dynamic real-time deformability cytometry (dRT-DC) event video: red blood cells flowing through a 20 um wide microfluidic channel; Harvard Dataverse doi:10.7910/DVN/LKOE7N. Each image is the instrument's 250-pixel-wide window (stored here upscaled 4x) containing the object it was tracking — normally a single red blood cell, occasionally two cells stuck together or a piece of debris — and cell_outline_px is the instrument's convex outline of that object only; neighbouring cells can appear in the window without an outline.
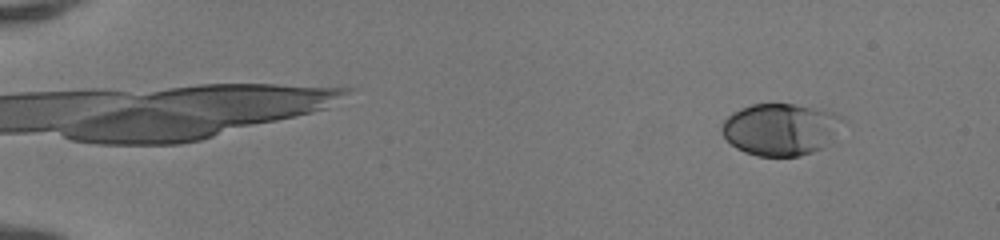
{"species": "human", "species_latin": "Homo sapiens", "temperature_condition": "room temperature", "stored_images_in_passage": 50, "camera_frame_rate_fps": 3000, "um_per_image_px": 0.085, "donor": {"sex": "female"}, "frame": {"image": 1, "passage_image": 5, "time_ms": 1.333, "image_size_px": [1000, 240], "cell_outline_px": [[844, 120], [820, 148], [812, 152], [800, 156], [756, 156], [744, 152], [736, 148], [724, 136], [720, 128], [724, 120], [728, 116], [740, 108], [752, 104], [792, 104], [832, 112], [840, 116]], "centroid_in_image_um": [66.26, 10.99], "position_along_channel_um": 18.7, "area_um2": 35.84}}
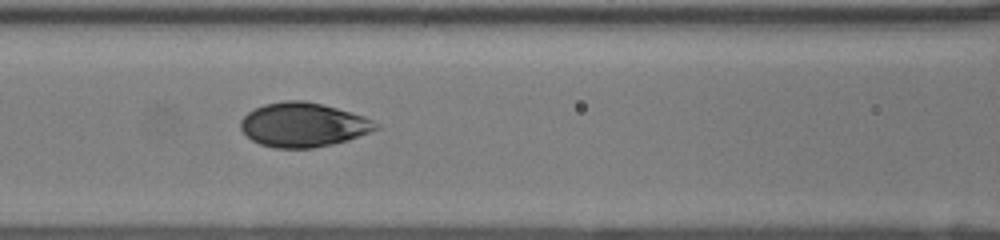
{"frame": {"image": 2, "passage_image": 24, "time_ms": 7.667, "image_size_px": [1000, 240], "cell_outline_px": [[380, 128], [348, 140], [332, 144], [312, 148], [276, 148], [260, 144], [252, 140], [240, 128], [240, 120], [248, 112], [264, 104], [284, 100], [304, 100], [336, 108], [364, 116], [380, 124]], "centroid_in_image_um": [25.77, 10.61], "position_along_channel_um": 140.8, "area_um2": 34.74}}
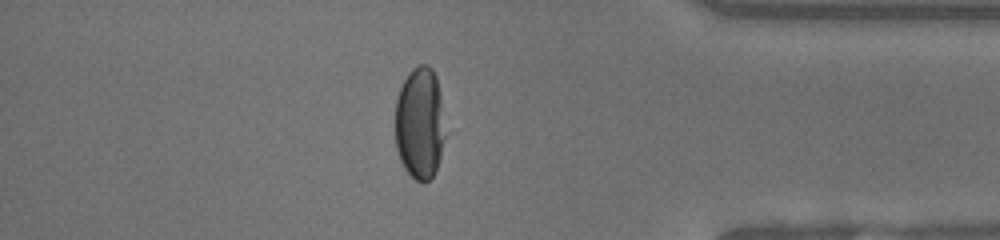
{"frame": {"image": 3, "passage_image": 44, "time_ms": 14.333, "image_size_px": [1000, 240], "cell_outline_px": [[448, 132], [436, 172], [428, 180], [416, 180], [404, 168], [400, 160], [396, 148], [396, 100], [400, 88], [404, 80], [412, 68], [420, 64], [428, 64], [432, 68], [436, 76]], "centroid_in_image_um": [35.73, 10.47], "position_along_channel_um": 399.5, "area_um2": 33.29}, "authors_computed_cell_mechanics": {"area_um2": 35.4603, "velocity_mm_per_s": 4.1745, "shape_relaxation_time_tau1_ms": 4.218, "shape_relaxation_time_tau2_ms": null, "deformation_change_tau1": 0.1915, "deformation_change_tau2": null}}